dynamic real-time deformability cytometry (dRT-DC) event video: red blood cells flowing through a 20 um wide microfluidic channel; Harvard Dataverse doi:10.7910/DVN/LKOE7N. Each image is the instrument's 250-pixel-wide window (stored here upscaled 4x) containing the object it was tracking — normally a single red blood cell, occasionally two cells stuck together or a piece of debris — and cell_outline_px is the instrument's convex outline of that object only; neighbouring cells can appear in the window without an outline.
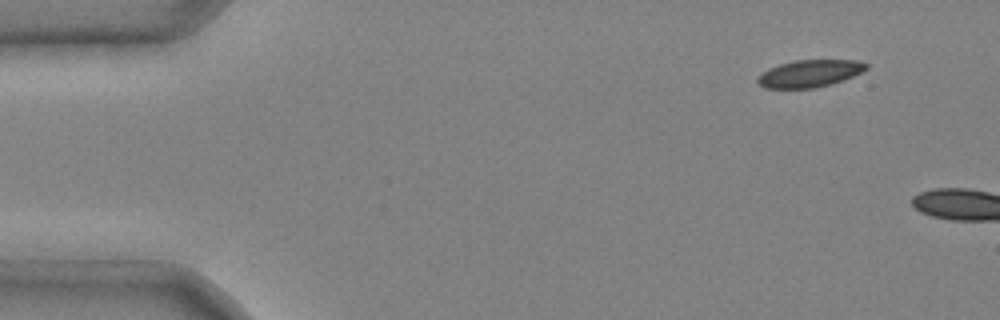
{"species": "common noctule bat (a hibernating species)", "species_latin": "Nyctalus noctula", "temperature_condition": "cold", "stored_images_in_passage": 2, "camera_frame_rate_fps": 3000, "um_per_image_px": 0.085, "animal": {"sex": "male", "body_mass_g": 20.4}, "frame": {"image": 1, "passage_image": 2, "time_ms": 0.333, "image_size_px": [1000, 320], "cell_outline_px": [[868, 68], [852, 76], [832, 84], [816, 88], [764, 88], [756, 80], [768, 68], [792, 60], [856, 60], [868, 64]], "centroid_in_image_um": [68.82, 6.24], "position_along_channel_um": 16.2, "area_um2": 17.11}}